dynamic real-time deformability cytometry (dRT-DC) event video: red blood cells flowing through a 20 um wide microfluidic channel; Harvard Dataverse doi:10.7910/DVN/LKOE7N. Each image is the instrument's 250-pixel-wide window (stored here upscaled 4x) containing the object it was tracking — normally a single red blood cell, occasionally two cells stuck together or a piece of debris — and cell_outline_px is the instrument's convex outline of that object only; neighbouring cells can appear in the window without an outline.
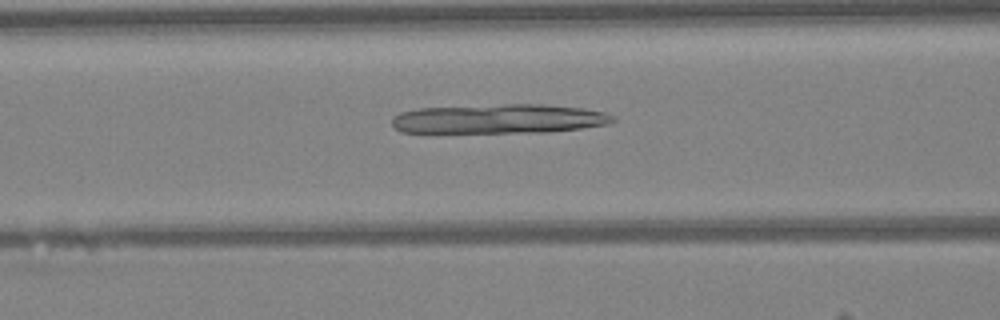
{"species": "Egyptian fruit bat (a non-hibernating species)", "species_latin": "Rousettus aegyptiacus", "temperature_condition": "warm", "stored_images_in_passage": 29, "camera_frame_rate_fps": 3000, "um_per_image_px": 0.085, "animal": {"sex": "female"}, "frame": {"image": 1, "passage_image": 9, "time_ms": 2.667, "image_size_px": [1000, 320], "cell_outline_px": [[616, 120], [608, 124], [580, 128], [548, 132], [400, 132], [392, 124], [392, 116], [400, 112], [420, 108], [504, 104], [544, 104], [584, 108], [604, 112], [616, 116]], "centroid_in_image_um": [42.45, 10.09], "position_along_channel_um": 124.2, "area_um2": 37.86}}
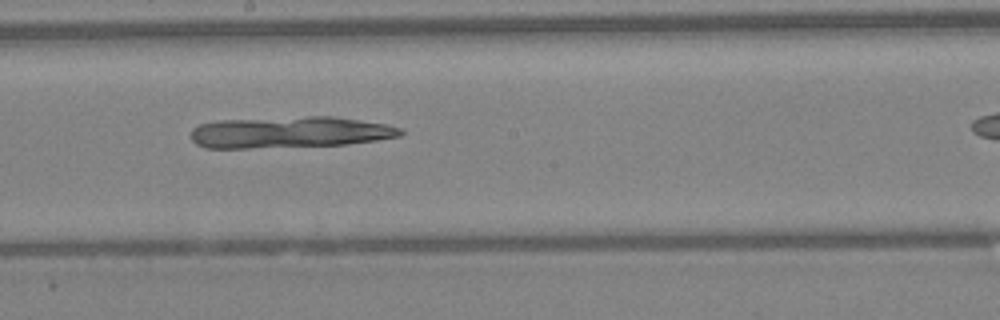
{"frame": {"image": 2, "passage_image": 16, "time_ms": 5.0, "image_size_px": [1000, 320], "cell_outline_px": [[404, 132], [400, 136], [376, 140], [348, 144], [248, 148], [204, 148], [196, 144], [192, 140], [192, 128], [200, 124], [216, 120], [308, 116], [332, 116], [388, 124], [400, 128]], "centroid_in_image_um": [24.61, 11.23], "position_along_channel_um": 223.6, "area_um2": 38.44}}
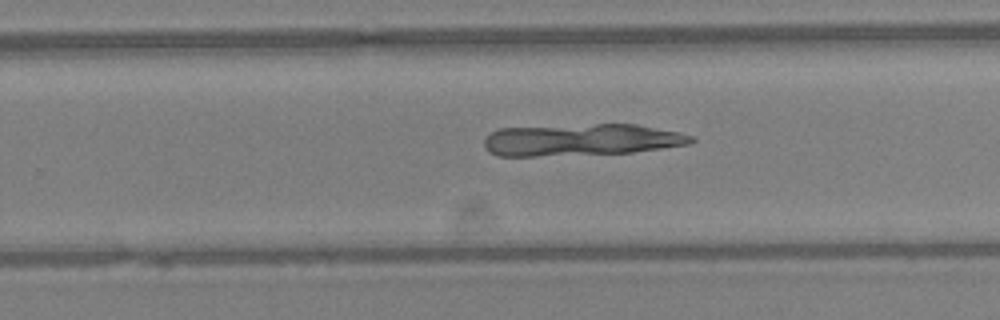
{"frame": {"image": 3, "passage_image": 20, "time_ms": 6.333, "image_size_px": [1000, 320], "cell_outline_px": [[696, 140], [688, 144], [632, 152], [536, 156], [496, 156], [488, 152], [484, 144], [484, 140], [492, 132], [500, 128], [596, 124], [636, 124], [676, 132], [692, 136]], "centroid_in_image_um": [49.36, 11.89], "position_along_channel_um": 280.4, "area_um2": 38.09}}